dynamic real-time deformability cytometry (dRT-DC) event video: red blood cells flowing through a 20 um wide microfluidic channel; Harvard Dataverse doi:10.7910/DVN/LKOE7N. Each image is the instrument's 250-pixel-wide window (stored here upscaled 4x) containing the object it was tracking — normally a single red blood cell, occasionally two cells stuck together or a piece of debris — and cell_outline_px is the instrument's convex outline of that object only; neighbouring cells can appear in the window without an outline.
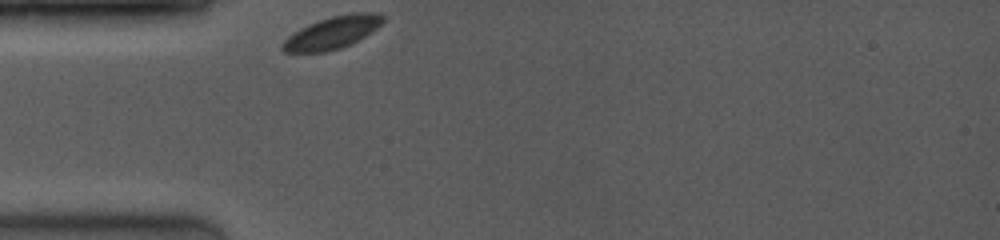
{"species": "common noctule bat (a hibernating species)", "species_latin": "Nyctalus noctula", "temperature_condition": "room temperature", "stored_images_in_passage": 6, "camera_frame_rate_fps": 4000, "um_per_image_px": 0.085, "animal": {"sex": "female", "body_mass_g": 19.0, "forearm_length_mm": 53.3}, "frame": {"image": 1, "passage_image": 1, "time_ms": 0.0, "image_size_px": [1000, 240], "cell_outline_px": [[384, 20], [376, 28], [364, 36], [340, 48], [324, 52], [284, 52], [280, 48], [280, 44], [288, 36], [300, 28], [308, 24], [332, 16], [352, 12], [372, 12], [384, 16]], "centroid_in_image_um": [28.2, 2.77], "position_along_channel_um": 56.8, "area_um2": 18.67}}